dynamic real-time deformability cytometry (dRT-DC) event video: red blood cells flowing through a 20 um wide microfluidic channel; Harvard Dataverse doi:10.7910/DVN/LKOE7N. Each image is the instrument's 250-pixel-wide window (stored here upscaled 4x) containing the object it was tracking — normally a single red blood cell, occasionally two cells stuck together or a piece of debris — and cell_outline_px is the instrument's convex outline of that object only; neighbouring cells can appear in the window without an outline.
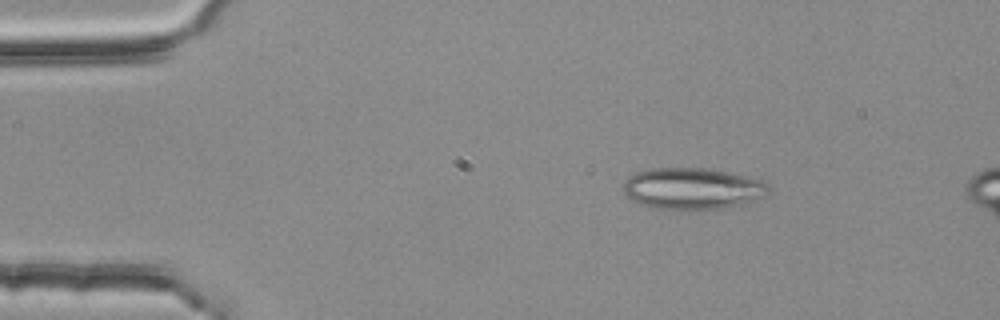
{"species": "common noctule bat (a hibernating species)", "species_latin": "Nyctalus noctula", "temperature_condition": "room temperature", "stored_images_in_passage": 3, "camera_frame_rate_fps": 3000, "um_per_image_px": 0.085, "animal": {"sex": "female", "body_mass_g": 25.1}, "frame": {"image": 1, "passage_image": 1, "time_ms": 0.0, "image_size_px": [1000, 320], "cell_outline_px": [[772, 192], [768, 196], [748, 204], [700, 212], [672, 212], [652, 208], [640, 204], [632, 200], [624, 192], [624, 184], [628, 176], [636, 172], [648, 168], [704, 168], [764, 180], [768, 184]], "centroid_in_image_um": [58.91, 16.09], "position_along_channel_um": 26.1, "area_um2": 36.65}}